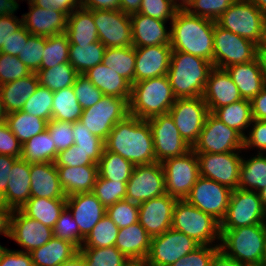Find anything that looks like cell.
<instances>
[{
  "instance_id": "cell-1",
  "label": "cell",
  "mask_w": 266,
  "mask_h": 266,
  "mask_svg": "<svg viewBox=\"0 0 266 266\" xmlns=\"http://www.w3.org/2000/svg\"><path fill=\"white\" fill-rule=\"evenodd\" d=\"M104 149L119 154L134 165L157 162L148 121L131 115L114 125L104 141Z\"/></svg>"
},
{
  "instance_id": "cell-2",
  "label": "cell",
  "mask_w": 266,
  "mask_h": 266,
  "mask_svg": "<svg viewBox=\"0 0 266 266\" xmlns=\"http://www.w3.org/2000/svg\"><path fill=\"white\" fill-rule=\"evenodd\" d=\"M215 23L192 15L186 9H179L171 21L172 50L203 58L213 64Z\"/></svg>"
},
{
  "instance_id": "cell-3",
  "label": "cell",
  "mask_w": 266,
  "mask_h": 266,
  "mask_svg": "<svg viewBox=\"0 0 266 266\" xmlns=\"http://www.w3.org/2000/svg\"><path fill=\"white\" fill-rule=\"evenodd\" d=\"M213 64L181 51H172L167 77L176 98L203 96Z\"/></svg>"
},
{
  "instance_id": "cell-4",
  "label": "cell",
  "mask_w": 266,
  "mask_h": 266,
  "mask_svg": "<svg viewBox=\"0 0 266 266\" xmlns=\"http://www.w3.org/2000/svg\"><path fill=\"white\" fill-rule=\"evenodd\" d=\"M175 100L167 75L138 81L131 85L129 115L148 120L167 114Z\"/></svg>"
},
{
  "instance_id": "cell-5",
  "label": "cell",
  "mask_w": 266,
  "mask_h": 266,
  "mask_svg": "<svg viewBox=\"0 0 266 266\" xmlns=\"http://www.w3.org/2000/svg\"><path fill=\"white\" fill-rule=\"evenodd\" d=\"M219 244L227 256L248 266H263L266 223L220 229Z\"/></svg>"
},
{
  "instance_id": "cell-6",
  "label": "cell",
  "mask_w": 266,
  "mask_h": 266,
  "mask_svg": "<svg viewBox=\"0 0 266 266\" xmlns=\"http://www.w3.org/2000/svg\"><path fill=\"white\" fill-rule=\"evenodd\" d=\"M171 228L193 238L200 245H213L216 239L221 241L220 222L185 199L175 203Z\"/></svg>"
},
{
  "instance_id": "cell-7",
  "label": "cell",
  "mask_w": 266,
  "mask_h": 266,
  "mask_svg": "<svg viewBox=\"0 0 266 266\" xmlns=\"http://www.w3.org/2000/svg\"><path fill=\"white\" fill-rule=\"evenodd\" d=\"M216 24L257 46L262 44L264 12L250 0H236L217 20Z\"/></svg>"
},
{
  "instance_id": "cell-8",
  "label": "cell",
  "mask_w": 266,
  "mask_h": 266,
  "mask_svg": "<svg viewBox=\"0 0 266 266\" xmlns=\"http://www.w3.org/2000/svg\"><path fill=\"white\" fill-rule=\"evenodd\" d=\"M128 102L129 99L104 95L98 103L83 110L79 121L105 141L114 125L129 115Z\"/></svg>"
},
{
  "instance_id": "cell-9",
  "label": "cell",
  "mask_w": 266,
  "mask_h": 266,
  "mask_svg": "<svg viewBox=\"0 0 266 266\" xmlns=\"http://www.w3.org/2000/svg\"><path fill=\"white\" fill-rule=\"evenodd\" d=\"M166 194L185 199L200 177L197 154L191 149L184 155L163 161Z\"/></svg>"
},
{
  "instance_id": "cell-10",
  "label": "cell",
  "mask_w": 266,
  "mask_h": 266,
  "mask_svg": "<svg viewBox=\"0 0 266 266\" xmlns=\"http://www.w3.org/2000/svg\"><path fill=\"white\" fill-rule=\"evenodd\" d=\"M266 210L258 192L237 188L232 190L225 218L220 229H235L266 223Z\"/></svg>"
},
{
  "instance_id": "cell-11",
  "label": "cell",
  "mask_w": 266,
  "mask_h": 266,
  "mask_svg": "<svg viewBox=\"0 0 266 266\" xmlns=\"http://www.w3.org/2000/svg\"><path fill=\"white\" fill-rule=\"evenodd\" d=\"M244 137L234 128L228 127L213 113H209L192 150L195 153L241 152ZM239 150V151H238Z\"/></svg>"
},
{
  "instance_id": "cell-12",
  "label": "cell",
  "mask_w": 266,
  "mask_h": 266,
  "mask_svg": "<svg viewBox=\"0 0 266 266\" xmlns=\"http://www.w3.org/2000/svg\"><path fill=\"white\" fill-rule=\"evenodd\" d=\"M257 57V45L225 30L215 23L213 66L225 69L234 64L247 63Z\"/></svg>"
},
{
  "instance_id": "cell-13",
  "label": "cell",
  "mask_w": 266,
  "mask_h": 266,
  "mask_svg": "<svg viewBox=\"0 0 266 266\" xmlns=\"http://www.w3.org/2000/svg\"><path fill=\"white\" fill-rule=\"evenodd\" d=\"M199 246L193 238L171 228L152 237L146 261L149 266H171Z\"/></svg>"
},
{
  "instance_id": "cell-14",
  "label": "cell",
  "mask_w": 266,
  "mask_h": 266,
  "mask_svg": "<svg viewBox=\"0 0 266 266\" xmlns=\"http://www.w3.org/2000/svg\"><path fill=\"white\" fill-rule=\"evenodd\" d=\"M168 113L173 118L181 137L192 147L197 141L210 111L203 96H200L176 98Z\"/></svg>"
},
{
  "instance_id": "cell-15",
  "label": "cell",
  "mask_w": 266,
  "mask_h": 266,
  "mask_svg": "<svg viewBox=\"0 0 266 266\" xmlns=\"http://www.w3.org/2000/svg\"><path fill=\"white\" fill-rule=\"evenodd\" d=\"M166 194L165 175L162 164L135 165L126 185L125 199L140 204Z\"/></svg>"
},
{
  "instance_id": "cell-16",
  "label": "cell",
  "mask_w": 266,
  "mask_h": 266,
  "mask_svg": "<svg viewBox=\"0 0 266 266\" xmlns=\"http://www.w3.org/2000/svg\"><path fill=\"white\" fill-rule=\"evenodd\" d=\"M151 129L156 161L184 155L192 147L181 137L169 113L148 119Z\"/></svg>"
},
{
  "instance_id": "cell-17",
  "label": "cell",
  "mask_w": 266,
  "mask_h": 266,
  "mask_svg": "<svg viewBox=\"0 0 266 266\" xmlns=\"http://www.w3.org/2000/svg\"><path fill=\"white\" fill-rule=\"evenodd\" d=\"M231 192L229 187L200 176L185 200L221 222L226 216Z\"/></svg>"
},
{
  "instance_id": "cell-18",
  "label": "cell",
  "mask_w": 266,
  "mask_h": 266,
  "mask_svg": "<svg viewBox=\"0 0 266 266\" xmlns=\"http://www.w3.org/2000/svg\"><path fill=\"white\" fill-rule=\"evenodd\" d=\"M93 20L99 41L106 48L133 46L129 14L121 10H93Z\"/></svg>"
},
{
  "instance_id": "cell-19",
  "label": "cell",
  "mask_w": 266,
  "mask_h": 266,
  "mask_svg": "<svg viewBox=\"0 0 266 266\" xmlns=\"http://www.w3.org/2000/svg\"><path fill=\"white\" fill-rule=\"evenodd\" d=\"M200 176L214 180L231 190L238 188L242 157L239 152L196 153Z\"/></svg>"
},
{
  "instance_id": "cell-20",
  "label": "cell",
  "mask_w": 266,
  "mask_h": 266,
  "mask_svg": "<svg viewBox=\"0 0 266 266\" xmlns=\"http://www.w3.org/2000/svg\"><path fill=\"white\" fill-rule=\"evenodd\" d=\"M177 198L168 194L138 204V222L146 232L155 237L171 229L173 211Z\"/></svg>"
},
{
  "instance_id": "cell-21",
  "label": "cell",
  "mask_w": 266,
  "mask_h": 266,
  "mask_svg": "<svg viewBox=\"0 0 266 266\" xmlns=\"http://www.w3.org/2000/svg\"><path fill=\"white\" fill-rule=\"evenodd\" d=\"M54 236L53 229L40 221L26 216L20 209L11 215L10 237L30 253L43 246Z\"/></svg>"
},
{
  "instance_id": "cell-22",
  "label": "cell",
  "mask_w": 266,
  "mask_h": 266,
  "mask_svg": "<svg viewBox=\"0 0 266 266\" xmlns=\"http://www.w3.org/2000/svg\"><path fill=\"white\" fill-rule=\"evenodd\" d=\"M172 51L170 45L135 48V82L167 75Z\"/></svg>"
},
{
  "instance_id": "cell-23",
  "label": "cell",
  "mask_w": 266,
  "mask_h": 266,
  "mask_svg": "<svg viewBox=\"0 0 266 266\" xmlns=\"http://www.w3.org/2000/svg\"><path fill=\"white\" fill-rule=\"evenodd\" d=\"M29 12L22 15V24L31 34L41 37L56 36L66 32L68 15L50 8L48 10L28 3Z\"/></svg>"
},
{
  "instance_id": "cell-24",
  "label": "cell",
  "mask_w": 266,
  "mask_h": 266,
  "mask_svg": "<svg viewBox=\"0 0 266 266\" xmlns=\"http://www.w3.org/2000/svg\"><path fill=\"white\" fill-rule=\"evenodd\" d=\"M66 207L79 226L81 243L106 214V208L92 192L67 196Z\"/></svg>"
},
{
  "instance_id": "cell-25",
  "label": "cell",
  "mask_w": 266,
  "mask_h": 266,
  "mask_svg": "<svg viewBox=\"0 0 266 266\" xmlns=\"http://www.w3.org/2000/svg\"><path fill=\"white\" fill-rule=\"evenodd\" d=\"M203 99L213 113L217 108L242 99L239 90L226 69L213 67L209 73Z\"/></svg>"
},
{
  "instance_id": "cell-26",
  "label": "cell",
  "mask_w": 266,
  "mask_h": 266,
  "mask_svg": "<svg viewBox=\"0 0 266 266\" xmlns=\"http://www.w3.org/2000/svg\"><path fill=\"white\" fill-rule=\"evenodd\" d=\"M130 18L133 47L170 45L171 30H166V21L154 19L138 12L130 14Z\"/></svg>"
},
{
  "instance_id": "cell-27",
  "label": "cell",
  "mask_w": 266,
  "mask_h": 266,
  "mask_svg": "<svg viewBox=\"0 0 266 266\" xmlns=\"http://www.w3.org/2000/svg\"><path fill=\"white\" fill-rule=\"evenodd\" d=\"M31 198L66 199L54 162L30 164Z\"/></svg>"
},
{
  "instance_id": "cell-28",
  "label": "cell",
  "mask_w": 266,
  "mask_h": 266,
  "mask_svg": "<svg viewBox=\"0 0 266 266\" xmlns=\"http://www.w3.org/2000/svg\"><path fill=\"white\" fill-rule=\"evenodd\" d=\"M30 163L18 158L10 171L5 195L0 201L11 208L18 210L31 198Z\"/></svg>"
},
{
  "instance_id": "cell-29",
  "label": "cell",
  "mask_w": 266,
  "mask_h": 266,
  "mask_svg": "<svg viewBox=\"0 0 266 266\" xmlns=\"http://www.w3.org/2000/svg\"><path fill=\"white\" fill-rule=\"evenodd\" d=\"M237 86L242 99L252 100L265 87V81L257 57L247 63L225 68Z\"/></svg>"
},
{
  "instance_id": "cell-30",
  "label": "cell",
  "mask_w": 266,
  "mask_h": 266,
  "mask_svg": "<svg viewBox=\"0 0 266 266\" xmlns=\"http://www.w3.org/2000/svg\"><path fill=\"white\" fill-rule=\"evenodd\" d=\"M152 237L136 222L119 229L115 247L128 259H146Z\"/></svg>"
},
{
  "instance_id": "cell-31",
  "label": "cell",
  "mask_w": 266,
  "mask_h": 266,
  "mask_svg": "<svg viewBox=\"0 0 266 266\" xmlns=\"http://www.w3.org/2000/svg\"><path fill=\"white\" fill-rule=\"evenodd\" d=\"M84 75L103 95L130 99L131 84L115 70L100 63L89 69Z\"/></svg>"
},
{
  "instance_id": "cell-32",
  "label": "cell",
  "mask_w": 266,
  "mask_h": 266,
  "mask_svg": "<svg viewBox=\"0 0 266 266\" xmlns=\"http://www.w3.org/2000/svg\"><path fill=\"white\" fill-rule=\"evenodd\" d=\"M37 73L0 85V93L7 114L20 111L39 85Z\"/></svg>"
},
{
  "instance_id": "cell-33",
  "label": "cell",
  "mask_w": 266,
  "mask_h": 266,
  "mask_svg": "<svg viewBox=\"0 0 266 266\" xmlns=\"http://www.w3.org/2000/svg\"><path fill=\"white\" fill-rule=\"evenodd\" d=\"M56 168L66 197L93 191L98 176V166H62Z\"/></svg>"
},
{
  "instance_id": "cell-34",
  "label": "cell",
  "mask_w": 266,
  "mask_h": 266,
  "mask_svg": "<svg viewBox=\"0 0 266 266\" xmlns=\"http://www.w3.org/2000/svg\"><path fill=\"white\" fill-rule=\"evenodd\" d=\"M78 252L79 248L75 244L53 236L43 246L32 250L30 255L34 266H58Z\"/></svg>"
},
{
  "instance_id": "cell-35",
  "label": "cell",
  "mask_w": 266,
  "mask_h": 266,
  "mask_svg": "<svg viewBox=\"0 0 266 266\" xmlns=\"http://www.w3.org/2000/svg\"><path fill=\"white\" fill-rule=\"evenodd\" d=\"M65 34L70 44H91L99 41L93 10L78 8L69 14Z\"/></svg>"
},
{
  "instance_id": "cell-36",
  "label": "cell",
  "mask_w": 266,
  "mask_h": 266,
  "mask_svg": "<svg viewBox=\"0 0 266 266\" xmlns=\"http://www.w3.org/2000/svg\"><path fill=\"white\" fill-rule=\"evenodd\" d=\"M66 207V199L30 198L20 210L28 217L42 224L54 227L60 213Z\"/></svg>"
},
{
  "instance_id": "cell-37",
  "label": "cell",
  "mask_w": 266,
  "mask_h": 266,
  "mask_svg": "<svg viewBox=\"0 0 266 266\" xmlns=\"http://www.w3.org/2000/svg\"><path fill=\"white\" fill-rule=\"evenodd\" d=\"M265 187L266 155L258 153L247 160L242 158L238 188L259 192Z\"/></svg>"
},
{
  "instance_id": "cell-38",
  "label": "cell",
  "mask_w": 266,
  "mask_h": 266,
  "mask_svg": "<svg viewBox=\"0 0 266 266\" xmlns=\"http://www.w3.org/2000/svg\"><path fill=\"white\" fill-rule=\"evenodd\" d=\"M106 47L100 42L91 44H70L69 63L78 74H84L102 63Z\"/></svg>"
},
{
  "instance_id": "cell-39",
  "label": "cell",
  "mask_w": 266,
  "mask_h": 266,
  "mask_svg": "<svg viewBox=\"0 0 266 266\" xmlns=\"http://www.w3.org/2000/svg\"><path fill=\"white\" fill-rule=\"evenodd\" d=\"M47 123V120L21 110L7 114L6 117V124L22 145L30 138L44 132Z\"/></svg>"
},
{
  "instance_id": "cell-40",
  "label": "cell",
  "mask_w": 266,
  "mask_h": 266,
  "mask_svg": "<svg viewBox=\"0 0 266 266\" xmlns=\"http://www.w3.org/2000/svg\"><path fill=\"white\" fill-rule=\"evenodd\" d=\"M213 114L228 127L238 131L243 137L246 135L244 130L248 129L253 120L251 101L247 99H241L217 108Z\"/></svg>"
},
{
  "instance_id": "cell-41",
  "label": "cell",
  "mask_w": 266,
  "mask_h": 266,
  "mask_svg": "<svg viewBox=\"0 0 266 266\" xmlns=\"http://www.w3.org/2000/svg\"><path fill=\"white\" fill-rule=\"evenodd\" d=\"M58 152L48 130L30 138L22 145L21 157L26 162H55Z\"/></svg>"
},
{
  "instance_id": "cell-42",
  "label": "cell",
  "mask_w": 266,
  "mask_h": 266,
  "mask_svg": "<svg viewBox=\"0 0 266 266\" xmlns=\"http://www.w3.org/2000/svg\"><path fill=\"white\" fill-rule=\"evenodd\" d=\"M135 47L106 48L102 64L114 69L131 85L135 83Z\"/></svg>"
},
{
  "instance_id": "cell-43",
  "label": "cell",
  "mask_w": 266,
  "mask_h": 266,
  "mask_svg": "<svg viewBox=\"0 0 266 266\" xmlns=\"http://www.w3.org/2000/svg\"><path fill=\"white\" fill-rule=\"evenodd\" d=\"M52 119L75 123L83 113L73 86L53 92Z\"/></svg>"
},
{
  "instance_id": "cell-44",
  "label": "cell",
  "mask_w": 266,
  "mask_h": 266,
  "mask_svg": "<svg viewBox=\"0 0 266 266\" xmlns=\"http://www.w3.org/2000/svg\"><path fill=\"white\" fill-rule=\"evenodd\" d=\"M135 165L119 154L103 149L98 175L110 181L128 182Z\"/></svg>"
},
{
  "instance_id": "cell-45",
  "label": "cell",
  "mask_w": 266,
  "mask_h": 266,
  "mask_svg": "<svg viewBox=\"0 0 266 266\" xmlns=\"http://www.w3.org/2000/svg\"><path fill=\"white\" fill-rule=\"evenodd\" d=\"M37 75L40 85L56 92L73 86L78 73L68 62L57 64L53 68L40 69Z\"/></svg>"
},
{
  "instance_id": "cell-46",
  "label": "cell",
  "mask_w": 266,
  "mask_h": 266,
  "mask_svg": "<svg viewBox=\"0 0 266 266\" xmlns=\"http://www.w3.org/2000/svg\"><path fill=\"white\" fill-rule=\"evenodd\" d=\"M119 227L105 214L93 227L81 248H105L115 246Z\"/></svg>"
},
{
  "instance_id": "cell-47",
  "label": "cell",
  "mask_w": 266,
  "mask_h": 266,
  "mask_svg": "<svg viewBox=\"0 0 266 266\" xmlns=\"http://www.w3.org/2000/svg\"><path fill=\"white\" fill-rule=\"evenodd\" d=\"M69 45L68 36L65 33L45 37L41 69L53 68L57 64L68 63Z\"/></svg>"
},
{
  "instance_id": "cell-48",
  "label": "cell",
  "mask_w": 266,
  "mask_h": 266,
  "mask_svg": "<svg viewBox=\"0 0 266 266\" xmlns=\"http://www.w3.org/2000/svg\"><path fill=\"white\" fill-rule=\"evenodd\" d=\"M87 266H124L129 260L115 246L80 248L78 252Z\"/></svg>"
},
{
  "instance_id": "cell-49",
  "label": "cell",
  "mask_w": 266,
  "mask_h": 266,
  "mask_svg": "<svg viewBox=\"0 0 266 266\" xmlns=\"http://www.w3.org/2000/svg\"><path fill=\"white\" fill-rule=\"evenodd\" d=\"M73 137L76 149L91 153V160L98 164L104 149V141L91 133L80 121L73 123Z\"/></svg>"
},
{
  "instance_id": "cell-50",
  "label": "cell",
  "mask_w": 266,
  "mask_h": 266,
  "mask_svg": "<svg viewBox=\"0 0 266 266\" xmlns=\"http://www.w3.org/2000/svg\"><path fill=\"white\" fill-rule=\"evenodd\" d=\"M53 94V91L39 84L36 91L25 102L21 111L49 122L52 119Z\"/></svg>"
},
{
  "instance_id": "cell-51",
  "label": "cell",
  "mask_w": 266,
  "mask_h": 266,
  "mask_svg": "<svg viewBox=\"0 0 266 266\" xmlns=\"http://www.w3.org/2000/svg\"><path fill=\"white\" fill-rule=\"evenodd\" d=\"M126 185L127 182L110 181L98 175L92 193L107 209L116 202L125 199Z\"/></svg>"
},
{
  "instance_id": "cell-52",
  "label": "cell",
  "mask_w": 266,
  "mask_h": 266,
  "mask_svg": "<svg viewBox=\"0 0 266 266\" xmlns=\"http://www.w3.org/2000/svg\"><path fill=\"white\" fill-rule=\"evenodd\" d=\"M106 214L113 220L119 229L138 222L139 206L137 203L123 199L106 209Z\"/></svg>"
},
{
  "instance_id": "cell-53",
  "label": "cell",
  "mask_w": 266,
  "mask_h": 266,
  "mask_svg": "<svg viewBox=\"0 0 266 266\" xmlns=\"http://www.w3.org/2000/svg\"><path fill=\"white\" fill-rule=\"evenodd\" d=\"M235 1L236 0H193L186 10L192 15L216 21Z\"/></svg>"
},
{
  "instance_id": "cell-54",
  "label": "cell",
  "mask_w": 266,
  "mask_h": 266,
  "mask_svg": "<svg viewBox=\"0 0 266 266\" xmlns=\"http://www.w3.org/2000/svg\"><path fill=\"white\" fill-rule=\"evenodd\" d=\"M70 210L65 207L60 213L53 229L54 237L71 242L79 249L82 247L80 242V229Z\"/></svg>"
},
{
  "instance_id": "cell-55",
  "label": "cell",
  "mask_w": 266,
  "mask_h": 266,
  "mask_svg": "<svg viewBox=\"0 0 266 266\" xmlns=\"http://www.w3.org/2000/svg\"><path fill=\"white\" fill-rule=\"evenodd\" d=\"M44 48L45 37L31 35L17 57L31 72L37 73L41 69Z\"/></svg>"
},
{
  "instance_id": "cell-56",
  "label": "cell",
  "mask_w": 266,
  "mask_h": 266,
  "mask_svg": "<svg viewBox=\"0 0 266 266\" xmlns=\"http://www.w3.org/2000/svg\"><path fill=\"white\" fill-rule=\"evenodd\" d=\"M31 73L17 56L0 52V85L24 78Z\"/></svg>"
},
{
  "instance_id": "cell-57",
  "label": "cell",
  "mask_w": 266,
  "mask_h": 266,
  "mask_svg": "<svg viewBox=\"0 0 266 266\" xmlns=\"http://www.w3.org/2000/svg\"><path fill=\"white\" fill-rule=\"evenodd\" d=\"M73 89L83 110L95 105L104 96L84 74L77 75Z\"/></svg>"
},
{
  "instance_id": "cell-58",
  "label": "cell",
  "mask_w": 266,
  "mask_h": 266,
  "mask_svg": "<svg viewBox=\"0 0 266 266\" xmlns=\"http://www.w3.org/2000/svg\"><path fill=\"white\" fill-rule=\"evenodd\" d=\"M179 8L173 0H142L138 13L158 19L161 21L170 20L175 17Z\"/></svg>"
},
{
  "instance_id": "cell-59",
  "label": "cell",
  "mask_w": 266,
  "mask_h": 266,
  "mask_svg": "<svg viewBox=\"0 0 266 266\" xmlns=\"http://www.w3.org/2000/svg\"><path fill=\"white\" fill-rule=\"evenodd\" d=\"M47 130L54 141L57 152L74 145L73 123L51 119L47 123Z\"/></svg>"
},
{
  "instance_id": "cell-60",
  "label": "cell",
  "mask_w": 266,
  "mask_h": 266,
  "mask_svg": "<svg viewBox=\"0 0 266 266\" xmlns=\"http://www.w3.org/2000/svg\"><path fill=\"white\" fill-rule=\"evenodd\" d=\"M220 249L218 244L200 245L193 252L180 258L171 266H210V262L215 253Z\"/></svg>"
},
{
  "instance_id": "cell-61",
  "label": "cell",
  "mask_w": 266,
  "mask_h": 266,
  "mask_svg": "<svg viewBox=\"0 0 266 266\" xmlns=\"http://www.w3.org/2000/svg\"><path fill=\"white\" fill-rule=\"evenodd\" d=\"M54 163L56 167L98 166V164L91 160V153H85L80 149H76L75 145L59 151Z\"/></svg>"
},
{
  "instance_id": "cell-62",
  "label": "cell",
  "mask_w": 266,
  "mask_h": 266,
  "mask_svg": "<svg viewBox=\"0 0 266 266\" xmlns=\"http://www.w3.org/2000/svg\"><path fill=\"white\" fill-rule=\"evenodd\" d=\"M252 130L249 131V136L245 135L243 139V148H256L260 151L258 153H264L266 151V121L252 120Z\"/></svg>"
},
{
  "instance_id": "cell-63",
  "label": "cell",
  "mask_w": 266,
  "mask_h": 266,
  "mask_svg": "<svg viewBox=\"0 0 266 266\" xmlns=\"http://www.w3.org/2000/svg\"><path fill=\"white\" fill-rule=\"evenodd\" d=\"M21 153L22 144L6 123H0V154L20 158Z\"/></svg>"
},
{
  "instance_id": "cell-64",
  "label": "cell",
  "mask_w": 266,
  "mask_h": 266,
  "mask_svg": "<svg viewBox=\"0 0 266 266\" xmlns=\"http://www.w3.org/2000/svg\"><path fill=\"white\" fill-rule=\"evenodd\" d=\"M31 34L22 25L16 32H14L0 49V52L12 56H18L22 53V48L27 44L28 38Z\"/></svg>"
},
{
  "instance_id": "cell-65",
  "label": "cell",
  "mask_w": 266,
  "mask_h": 266,
  "mask_svg": "<svg viewBox=\"0 0 266 266\" xmlns=\"http://www.w3.org/2000/svg\"><path fill=\"white\" fill-rule=\"evenodd\" d=\"M0 266H34L30 253L4 248L0 255Z\"/></svg>"
},
{
  "instance_id": "cell-66",
  "label": "cell",
  "mask_w": 266,
  "mask_h": 266,
  "mask_svg": "<svg viewBox=\"0 0 266 266\" xmlns=\"http://www.w3.org/2000/svg\"><path fill=\"white\" fill-rule=\"evenodd\" d=\"M35 6L43 9H56L71 14L75 9L82 8V0H32Z\"/></svg>"
},
{
  "instance_id": "cell-67",
  "label": "cell",
  "mask_w": 266,
  "mask_h": 266,
  "mask_svg": "<svg viewBox=\"0 0 266 266\" xmlns=\"http://www.w3.org/2000/svg\"><path fill=\"white\" fill-rule=\"evenodd\" d=\"M22 25V18L19 19L14 13L0 17V49Z\"/></svg>"
},
{
  "instance_id": "cell-68",
  "label": "cell",
  "mask_w": 266,
  "mask_h": 266,
  "mask_svg": "<svg viewBox=\"0 0 266 266\" xmlns=\"http://www.w3.org/2000/svg\"><path fill=\"white\" fill-rule=\"evenodd\" d=\"M18 158L0 154V199L5 195L8 181H9V174L14 162Z\"/></svg>"
},
{
  "instance_id": "cell-69",
  "label": "cell",
  "mask_w": 266,
  "mask_h": 266,
  "mask_svg": "<svg viewBox=\"0 0 266 266\" xmlns=\"http://www.w3.org/2000/svg\"><path fill=\"white\" fill-rule=\"evenodd\" d=\"M252 118L266 121V85L261 92L251 100Z\"/></svg>"
},
{
  "instance_id": "cell-70",
  "label": "cell",
  "mask_w": 266,
  "mask_h": 266,
  "mask_svg": "<svg viewBox=\"0 0 266 266\" xmlns=\"http://www.w3.org/2000/svg\"><path fill=\"white\" fill-rule=\"evenodd\" d=\"M82 8L88 10H120L119 0H82Z\"/></svg>"
},
{
  "instance_id": "cell-71",
  "label": "cell",
  "mask_w": 266,
  "mask_h": 266,
  "mask_svg": "<svg viewBox=\"0 0 266 266\" xmlns=\"http://www.w3.org/2000/svg\"><path fill=\"white\" fill-rule=\"evenodd\" d=\"M13 210L0 201V234L10 237L11 215Z\"/></svg>"
},
{
  "instance_id": "cell-72",
  "label": "cell",
  "mask_w": 266,
  "mask_h": 266,
  "mask_svg": "<svg viewBox=\"0 0 266 266\" xmlns=\"http://www.w3.org/2000/svg\"><path fill=\"white\" fill-rule=\"evenodd\" d=\"M210 266H248L227 256L222 250H218L213 256Z\"/></svg>"
},
{
  "instance_id": "cell-73",
  "label": "cell",
  "mask_w": 266,
  "mask_h": 266,
  "mask_svg": "<svg viewBox=\"0 0 266 266\" xmlns=\"http://www.w3.org/2000/svg\"><path fill=\"white\" fill-rule=\"evenodd\" d=\"M119 1H120V10L130 15L139 12L142 0H119Z\"/></svg>"
},
{
  "instance_id": "cell-74",
  "label": "cell",
  "mask_w": 266,
  "mask_h": 266,
  "mask_svg": "<svg viewBox=\"0 0 266 266\" xmlns=\"http://www.w3.org/2000/svg\"><path fill=\"white\" fill-rule=\"evenodd\" d=\"M18 8L13 0H0V17L14 13Z\"/></svg>"
},
{
  "instance_id": "cell-75",
  "label": "cell",
  "mask_w": 266,
  "mask_h": 266,
  "mask_svg": "<svg viewBox=\"0 0 266 266\" xmlns=\"http://www.w3.org/2000/svg\"><path fill=\"white\" fill-rule=\"evenodd\" d=\"M257 59L260 63V67L266 84V44H261L257 46Z\"/></svg>"
},
{
  "instance_id": "cell-76",
  "label": "cell",
  "mask_w": 266,
  "mask_h": 266,
  "mask_svg": "<svg viewBox=\"0 0 266 266\" xmlns=\"http://www.w3.org/2000/svg\"><path fill=\"white\" fill-rule=\"evenodd\" d=\"M58 266H87L82 256L78 253L70 260L61 263Z\"/></svg>"
},
{
  "instance_id": "cell-77",
  "label": "cell",
  "mask_w": 266,
  "mask_h": 266,
  "mask_svg": "<svg viewBox=\"0 0 266 266\" xmlns=\"http://www.w3.org/2000/svg\"><path fill=\"white\" fill-rule=\"evenodd\" d=\"M124 266H149L146 259H129Z\"/></svg>"
},
{
  "instance_id": "cell-78",
  "label": "cell",
  "mask_w": 266,
  "mask_h": 266,
  "mask_svg": "<svg viewBox=\"0 0 266 266\" xmlns=\"http://www.w3.org/2000/svg\"><path fill=\"white\" fill-rule=\"evenodd\" d=\"M6 117H7V113L4 109L2 97L0 93V123H6Z\"/></svg>"
},
{
  "instance_id": "cell-79",
  "label": "cell",
  "mask_w": 266,
  "mask_h": 266,
  "mask_svg": "<svg viewBox=\"0 0 266 266\" xmlns=\"http://www.w3.org/2000/svg\"><path fill=\"white\" fill-rule=\"evenodd\" d=\"M262 12H266V0H250Z\"/></svg>"
},
{
  "instance_id": "cell-80",
  "label": "cell",
  "mask_w": 266,
  "mask_h": 266,
  "mask_svg": "<svg viewBox=\"0 0 266 266\" xmlns=\"http://www.w3.org/2000/svg\"><path fill=\"white\" fill-rule=\"evenodd\" d=\"M178 1V2H177ZM173 0L174 4L179 8V9H186L188 5L193 1V0Z\"/></svg>"
}]
</instances>
